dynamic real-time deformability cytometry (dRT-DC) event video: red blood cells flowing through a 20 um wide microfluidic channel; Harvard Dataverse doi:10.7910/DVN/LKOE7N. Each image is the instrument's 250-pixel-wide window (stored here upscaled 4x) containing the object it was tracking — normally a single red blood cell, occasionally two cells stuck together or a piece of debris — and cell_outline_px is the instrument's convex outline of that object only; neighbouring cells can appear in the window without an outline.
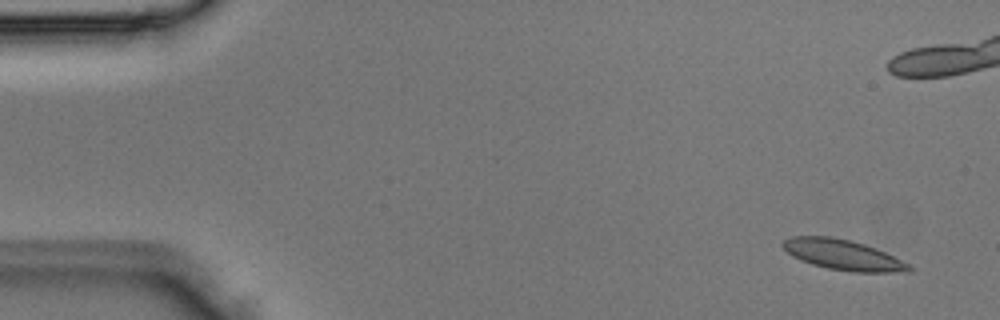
{"species": "Egyptian fruit bat (a non-hibernating species)", "species_latin": "Rousettus aegyptiacus", "temperature_condition": "room temperature", "stored_images_in_passage": 3, "segment_of_instrument_passage": [2, 2], "camera_frame_rate_fps": 3000, "um_per_image_px": 0.085, "animal": {"sex": "male"}, "frame": {"image": 1, "passage_image": 3, "time_ms": 0.667, "image_size_px": [1000, 320], "cell_outline_px": [[912, 268], [908, 272], [852, 272], [828, 268], [812, 264], [800, 260], [792, 256], [780, 244], [784, 240], [792, 236], [832, 236], [864, 244], [876, 248], [908, 264]], "centroid_in_image_um": [71.61, 21.66], "position_along_channel_um": 13.4, "area_um2": 22.08}}